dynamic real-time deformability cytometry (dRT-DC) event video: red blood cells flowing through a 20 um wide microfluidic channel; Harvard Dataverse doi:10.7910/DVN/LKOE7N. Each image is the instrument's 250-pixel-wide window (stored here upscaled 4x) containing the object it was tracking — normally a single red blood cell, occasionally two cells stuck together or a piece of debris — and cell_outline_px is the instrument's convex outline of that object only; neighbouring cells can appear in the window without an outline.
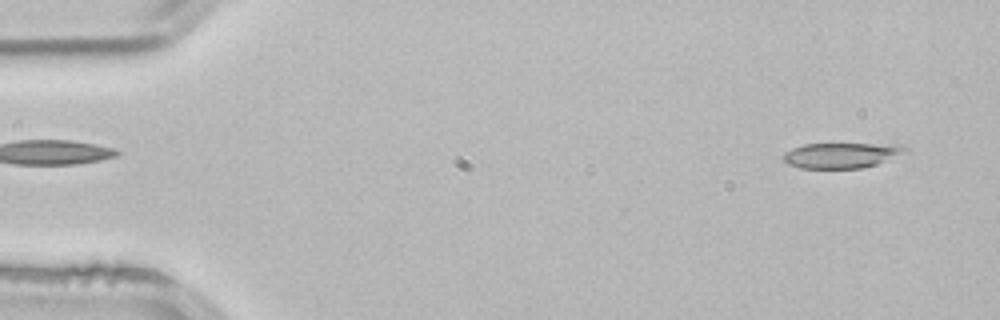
{"species": "common noctule bat (a hibernating species)", "species_latin": "Nyctalus noctula", "temperature_condition": "room temperature", "stored_images_in_passage": 4, "segment_of_instrument_passage": [2, 2], "camera_frame_rate_fps": 3000, "um_per_image_px": 0.085, "animal": {"sex": "male", "body_mass_g": 21.5, "forearm_length_mm": 52.0}, "frame": {"image": 1, "passage_image": 4, "time_ms": 1.0, "image_size_px": [1000, 320], "cell_outline_px": [[912, 152], [876, 164], [860, 168], [800, 168], [788, 164], [784, 160], [784, 152], [792, 148], [804, 144], [904, 144]], "centroid_in_image_um": [71.62, 13.19], "position_along_channel_um": 13.4, "area_um2": 18.26}}